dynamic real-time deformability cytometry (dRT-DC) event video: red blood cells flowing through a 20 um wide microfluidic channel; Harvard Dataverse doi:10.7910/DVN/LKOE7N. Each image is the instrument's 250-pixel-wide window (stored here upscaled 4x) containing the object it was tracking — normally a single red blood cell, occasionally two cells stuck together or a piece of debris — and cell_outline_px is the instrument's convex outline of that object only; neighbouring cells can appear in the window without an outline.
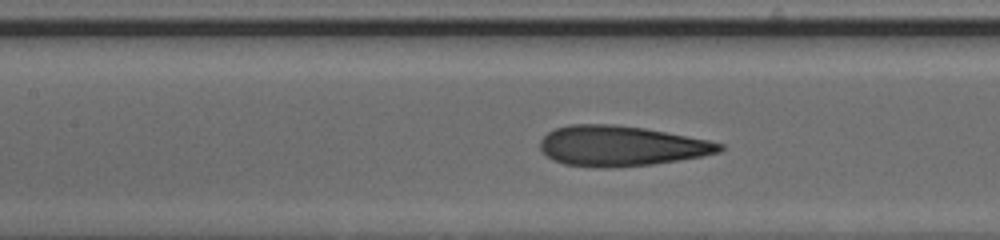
{"species": "human", "species_latin": "Homo sapiens", "temperature_condition": "cold", "stored_images_in_passage": 16, "camera_frame_rate_fps": 3000, "um_per_image_px": 0.085, "donor": {"sex": "male"}, "frame": {"image": 1, "passage_image": 7, "time_ms": 2.0, "image_size_px": [1000, 240], "cell_outline_px": [[724, 148], [720, 152], [680, 160], [652, 164], [612, 168], [600, 168], [564, 164], [552, 160], [540, 148], [540, 140], [548, 132], [556, 128], [568, 124], [616, 124], [644, 128], [708, 140], [724, 144]], "centroid_in_image_um": [52.77, 12.41], "position_along_channel_um": 154.6, "area_um2": 42.14}}
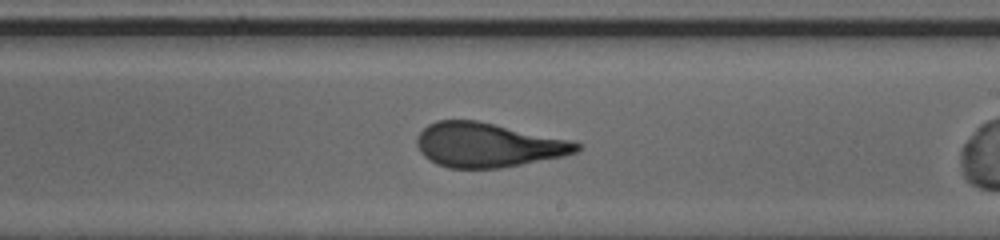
{"frame": {"image": 2, "passage_image": 14, "time_ms": 4.333, "image_size_px": [1000, 240], "cell_outline_px": [[580, 148], [576, 152], [564, 156], [500, 168], [448, 168], [436, 164], [428, 160], [420, 152], [416, 144], [416, 136], [428, 124], [436, 120], [476, 120], [572, 140], [580, 144]], "centroid_in_image_um": [41.43, 12.32], "position_along_channel_um": 247.6, "area_um2": 41.38}}